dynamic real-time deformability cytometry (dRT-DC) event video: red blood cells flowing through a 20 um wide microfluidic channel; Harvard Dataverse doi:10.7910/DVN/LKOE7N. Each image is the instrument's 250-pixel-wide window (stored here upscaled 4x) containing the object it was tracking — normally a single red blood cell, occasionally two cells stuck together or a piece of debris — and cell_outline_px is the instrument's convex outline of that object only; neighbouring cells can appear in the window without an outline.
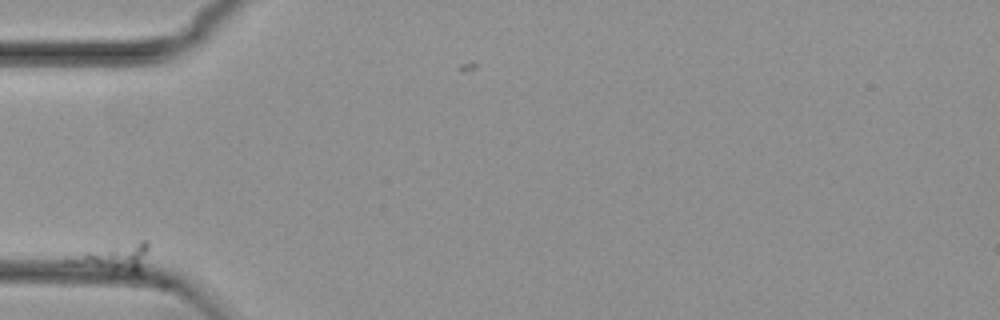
{"species": "common noctule bat (a hibernating species)", "species_latin": "Nyctalus noctula", "temperature_condition": "cold", "stored_images_in_passage": 25, "camera_frame_rate_fps": 3000, "um_per_image_px": 0.085, "animal": {"sex": "female", "body_mass_g": 29.2, "forearm_length_mm": 56.3}, "frame": {"image": 1, "passage_image": 1, "time_ms": 0.0, "image_size_px": [1000, 320], "cell_outline_px": [[148, 248], [140, 272], [112, 272], [64, 264], [64, 260], [112, 240], [148, 240]], "centroid_in_image_um": [9.62, 21.81], "position_along_channel_um": 75.4, "area_um2": 13.87}}
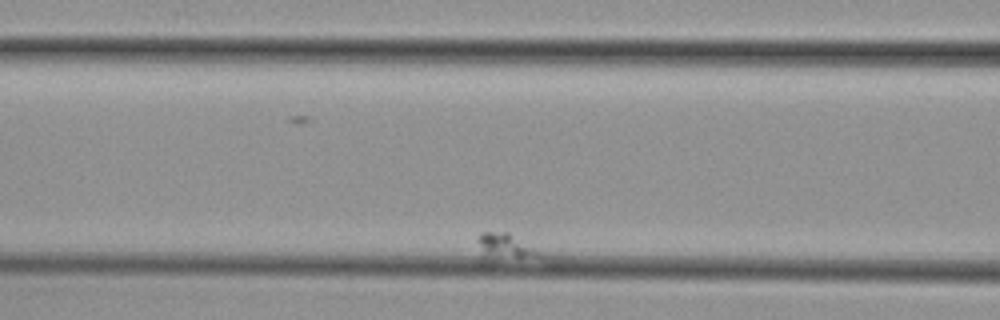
{"frame": {"image": 2, "passage_image": 11, "time_ms": 3.333, "image_size_px": [1000, 320], "cell_outline_px": [[540, 256], [484, 264], [480, 264], [476, 260], [480, 232], [508, 232], [540, 252]], "centroid_in_image_um": [42.72, 21.1], "position_along_channel_um": 123.9, "area_um2": 10.4}}